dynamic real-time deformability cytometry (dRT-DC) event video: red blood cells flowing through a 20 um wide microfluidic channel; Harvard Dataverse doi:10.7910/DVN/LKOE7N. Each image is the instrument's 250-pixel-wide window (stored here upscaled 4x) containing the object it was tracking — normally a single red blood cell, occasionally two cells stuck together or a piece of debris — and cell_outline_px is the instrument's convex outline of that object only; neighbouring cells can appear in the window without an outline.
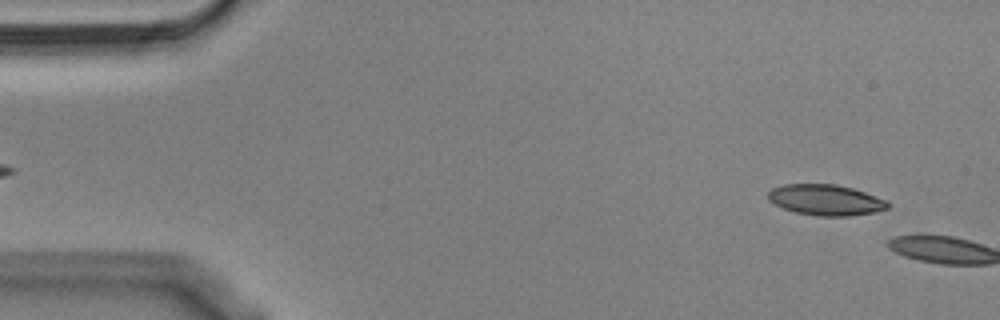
{"species": "Egyptian fruit bat (a non-hibernating species)", "species_latin": "Rousettus aegyptiacus", "temperature_condition": "cold", "stored_images_in_passage": 5, "camera_frame_rate_fps": 3000, "um_per_image_px": 0.085, "animal": {"sex": "male"}, "frame": {"image": 1, "passage_image": 3, "time_ms": 0.667, "image_size_px": [1000, 320], "cell_outline_px": [[892, 204], [888, 208], [876, 212], [848, 216], [816, 216], [796, 212], [784, 208], [768, 200], [768, 192], [772, 188], [784, 184], [836, 184], [852, 188], [888, 200]], "centroid_in_image_um": [70.22, 16.99], "position_along_channel_um": 14.8, "area_um2": 21.56}}